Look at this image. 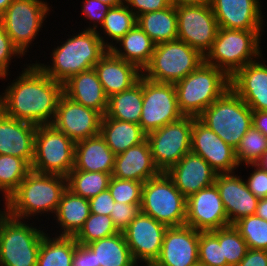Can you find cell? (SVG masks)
<instances>
[{"label":"cell","instance_id":"cell-44","mask_svg":"<svg viewBox=\"0 0 267 266\" xmlns=\"http://www.w3.org/2000/svg\"><path fill=\"white\" fill-rule=\"evenodd\" d=\"M142 182L111 177L108 190L115 202L141 204Z\"/></svg>","mask_w":267,"mask_h":266},{"label":"cell","instance_id":"cell-32","mask_svg":"<svg viewBox=\"0 0 267 266\" xmlns=\"http://www.w3.org/2000/svg\"><path fill=\"white\" fill-rule=\"evenodd\" d=\"M95 254V266H137L122 232L86 245Z\"/></svg>","mask_w":267,"mask_h":266},{"label":"cell","instance_id":"cell-50","mask_svg":"<svg viewBox=\"0 0 267 266\" xmlns=\"http://www.w3.org/2000/svg\"><path fill=\"white\" fill-rule=\"evenodd\" d=\"M114 203L115 201L108 189L89 199L91 213L99 215L110 216Z\"/></svg>","mask_w":267,"mask_h":266},{"label":"cell","instance_id":"cell-36","mask_svg":"<svg viewBox=\"0 0 267 266\" xmlns=\"http://www.w3.org/2000/svg\"><path fill=\"white\" fill-rule=\"evenodd\" d=\"M137 24V17L125 3L111 7L104 18L100 31H96L103 45L109 50ZM103 31V32H101ZM101 32V34H100ZM104 36H103V35ZM107 36V38H106ZM106 38V39H105ZM111 42H108V40ZM114 42V43H113Z\"/></svg>","mask_w":267,"mask_h":266},{"label":"cell","instance_id":"cell-46","mask_svg":"<svg viewBox=\"0 0 267 266\" xmlns=\"http://www.w3.org/2000/svg\"><path fill=\"white\" fill-rule=\"evenodd\" d=\"M141 204H127L115 202L111 211V219L119 232L124 231L131 221L135 219L141 212Z\"/></svg>","mask_w":267,"mask_h":266},{"label":"cell","instance_id":"cell-11","mask_svg":"<svg viewBox=\"0 0 267 266\" xmlns=\"http://www.w3.org/2000/svg\"><path fill=\"white\" fill-rule=\"evenodd\" d=\"M50 8L44 0H14L0 15V24L23 55L42 30Z\"/></svg>","mask_w":267,"mask_h":266},{"label":"cell","instance_id":"cell-31","mask_svg":"<svg viewBox=\"0 0 267 266\" xmlns=\"http://www.w3.org/2000/svg\"><path fill=\"white\" fill-rule=\"evenodd\" d=\"M100 135L115 155L147 139V134L140 124L108 118L106 115L101 121Z\"/></svg>","mask_w":267,"mask_h":266},{"label":"cell","instance_id":"cell-27","mask_svg":"<svg viewBox=\"0 0 267 266\" xmlns=\"http://www.w3.org/2000/svg\"><path fill=\"white\" fill-rule=\"evenodd\" d=\"M63 94L71 100L92 108L103 116L108 108V96L94 68L75 74L63 83Z\"/></svg>","mask_w":267,"mask_h":266},{"label":"cell","instance_id":"cell-18","mask_svg":"<svg viewBox=\"0 0 267 266\" xmlns=\"http://www.w3.org/2000/svg\"><path fill=\"white\" fill-rule=\"evenodd\" d=\"M185 225L199 231H212L229 225L215 184L203 188L187 198Z\"/></svg>","mask_w":267,"mask_h":266},{"label":"cell","instance_id":"cell-13","mask_svg":"<svg viewBox=\"0 0 267 266\" xmlns=\"http://www.w3.org/2000/svg\"><path fill=\"white\" fill-rule=\"evenodd\" d=\"M184 117L178 107L174 84L155 82L143 77V104L139 121L148 134Z\"/></svg>","mask_w":267,"mask_h":266},{"label":"cell","instance_id":"cell-20","mask_svg":"<svg viewBox=\"0 0 267 266\" xmlns=\"http://www.w3.org/2000/svg\"><path fill=\"white\" fill-rule=\"evenodd\" d=\"M242 176L235 172L217 174L215 185L219 191L229 225L255 214L259 198L249 189Z\"/></svg>","mask_w":267,"mask_h":266},{"label":"cell","instance_id":"cell-38","mask_svg":"<svg viewBox=\"0 0 267 266\" xmlns=\"http://www.w3.org/2000/svg\"><path fill=\"white\" fill-rule=\"evenodd\" d=\"M31 171V166L22 158L0 154V193L6 201Z\"/></svg>","mask_w":267,"mask_h":266},{"label":"cell","instance_id":"cell-35","mask_svg":"<svg viewBox=\"0 0 267 266\" xmlns=\"http://www.w3.org/2000/svg\"><path fill=\"white\" fill-rule=\"evenodd\" d=\"M50 236L44 234L36 266H72L77 242L74 236Z\"/></svg>","mask_w":267,"mask_h":266},{"label":"cell","instance_id":"cell-26","mask_svg":"<svg viewBox=\"0 0 267 266\" xmlns=\"http://www.w3.org/2000/svg\"><path fill=\"white\" fill-rule=\"evenodd\" d=\"M161 172L154 163L148 140L115 157L112 177L145 183Z\"/></svg>","mask_w":267,"mask_h":266},{"label":"cell","instance_id":"cell-45","mask_svg":"<svg viewBox=\"0 0 267 266\" xmlns=\"http://www.w3.org/2000/svg\"><path fill=\"white\" fill-rule=\"evenodd\" d=\"M19 55V56H18ZM14 56V57H13ZM24 55L19 49L12 43V40L7 35L4 27L0 24V79L4 80L10 72L9 65H11L12 58H22Z\"/></svg>","mask_w":267,"mask_h":266},{"label":"cell","instance_id":"cell-15","mask_svg":"<svg viewBox=\"0 0 267 266\" xmlns=\"http://www.w3.org/2000/svg\"><path fill=\"white\" fill-rule=\"evenodd\" d=\"M103 115L64 94L59 98L52 125L74 142L100 134Z\"/></svg>","mask_w":267,"mask_h":266},{"label":"cell","instance_id":"cell-37","mask_svg":"<svg viewBox=\"0 0 267 266\" xmlns=\"http://www.w3.org/2000/svg\"><path fill=\"white\" fill-rule=\"evenodd\" d=\"M112 175L104 172L70 171L67 178V189L77 196L91 199L108 189Z\"/></svg>","mask_w":267,"mask_h":266},{"label":"cell","instance_id":"cell-17","mask_svg":"<svg viewBox=\"0 0 267 266\" xmlns=\"http://www.w3.org/2000/svg\"><path fill=\"white\" fill-rule=\"evenodd\" d=\"M191 152L201 156L218 174L236 172L234 170L239 167L235 149L194 117L191 131Z\"/></svg>","mask_w":267,"mask_h":266},{"label":"cell","instance_id":"cell-19","mask_svg":"<svg viewBox=\"0 0 267 266\" xmlns=\"http://www.w3.org/2000/svg\"><path fill=\"white\" fill-rule=\"evenodd\" d=\"M200 231L188 225L168 227L161 253L155 261L159 266H192L199 262Z\"/></svg>","mask_w":267,"mask_h":266},{"label":"cell","instance_id":"cell-48","mask_svg":"<svg viewBox=\"0 0 267 266\" xmlns=\"http://www.w3.org/2000/svg\"><path fill=\"white\" fill-rule=\"evenodd\" d=\"M251 168H254L252 173L249 174L248 179L245 180L248 189L257 198L267 197V170L258 164H247Z\"/></svg>","mask_w":267,"mask_h":266},{"label":"cell","instance_id":"cell-10","mask_svg":"<svg viewBox=\"0 0 267 266\" xmlns=\"http://www.w3.org/2000/svg\"><path fill=\"white\" fill-rule=\"evenodd\" d=\"M75 142L52 124L39 125L31 170L67 177L74 168Z\"/></svg>","mask_w":267,"mask_h":266},{"label":"cell","instance_id":"cell-52","mask_svg":"<svg viewBox=\"0 0 267 266\" xmlns=\"http://www.w3.org/2000/svg\"><path fill=\"white\" fill-rule=\"evenodd\" d=\"M237 266H267V250L248 248Z\"/></svg>","mask_w":267,"mask_h":266},{"label":"cell","instance_id":"cell-29","mask_svg":"<svg viewBox=\"0 0 267 266\" xmlns=\"http://www.w3.org/2000/svg\"><path fill=\"white\" fill-rule=\"evenodd\" d=\"M154 48L155 43L138 24H136L109 50L115 56L135 64L143 71L151 61Z\"/></svg>","mask_w":267,"mask_h":266},{"label":"cell","instance_id":"cell-55","mask_svg":"<svg viewBox=\"0 0 267 266\" xmlns=\"http://www.w3.org/2000/svg\"><path fill=\"white\" fill-rule=\"evenodd\" d=\"M171 5L175 7L184 5H204L210 4L211 0H170Z\"/></svg>","mask_w":267,"mask_h":266},{"label":"cell","instance_id":"cell-56","mask_svg":"<svg viewBox=\"0 0 267 266\" xmlns=\"http://www.w3.org/2000/svg\"><path fill=\"white\" fill-rule=\"evenodd\" d=\"M100 1L111 7L118 6L124 3V0H100Z\"/></svg>","mask_w":267,"mask_h":266},{"label":"cell","instance_id":"cell-5","mask_svg":"<svg viewBox=\"0 0 267 266\" xmlns=\"http://www.w3.org/2000/svg\"><path fill=\"white\" fill-rule=\"evenodd\" d=\"M174 86L181 113L198 118L230 88V78L217 67L203 62Z\"/></svg>","mask_w":267,"mask_h":266},{"label":"cell","instance_id":"cell-51","mask_svg":"<svg viewBox=\"0 0 267 266\" xmlns=\"http://www.w3.org/2000/svg\"><path fill=\"white\" fill-rule=\"evenodd\" d=\"M72 266H95V254L86 245L77 243L72 258Z\"/></svg>","mask_w":267,"mask_h":266},{"label":"cell","instance_id":"cell-6","mask_svg":"<svg viewBox=\"0 0 267 266\" xmlns=\"http://www.w3.org/2000/svg\"><path fill=\"white\" fill-rule=\"evenodd\" d=\"M36 227L0 208V266H36L41 241L47 232Z\"/></svg>","mask_w":267,"mask_h":266},{"label":"cell","instance_id":"cell-53","mask_svg":"<svg viewBox=\"0 0 267 266\" xmlns=\"http://www.w3.org/2000/svg\"><path fill=\"white\" fill-rule=\"evenodd\" d=\"M252 125L267 136V111H252Z\"/></svg>","mask_w":267,"mask_h":266},{"label":"cell","instance_id":"cell-7","mask_svg":"<svg viewBox=\"0 0 267 266\" xmlns=\"http://www.w3.org/2000/svg\"><path fill=\"white\" fill-rule=\"evenodd\" d=\"M198 119L236 150L252 125V110L229 88Z\"/></svg>","mask_w":267,"mask_h":266},{"label":"cell","instance_id":"cell-59","mask_svg":"<svg viewBox=\"0 0 267 266\" xmlns=\"http://www.w3.org/2000/svg\"><path fill=\"white\" fill-rule=\"evenodd\" d=\"M144 266H159L156 262H145ZM138 266V265H137Z\"/></svg>","mask_w":267,"mask_h":266},{"label":"cell","instance_id":"cell-42","mask_svg":"<svg viewBox=\"0 0 267 266\" xmlns=\"http://www.w3.org/2000/svg\"><path fill=\"white\" fill-rule=\"evenodd\" d=\"M219 244L227 266H237L248 250L245 240L233 225L219 229Z\"/></svg>","mask_w":267,"mask_h":266},{"label":"cell","instance_id":"cell-30","mask_svg":"<svg viewBox=\"0 0 267 266\" xmlns=\"http://www.w3.org/2000/svg\"><path fill=\"white\" fill-rule=\"evenodd\" d=\"M89 200L73 194L69 189L63 193L55 213L61 231L58 236H75L90 216Z\"/></svg>","mask_w":267,"mask_h":266},{"label":"cell","instance_id":"cell-16","mask_svg":"<svg viewBox=\"0 0 267 266\" xmlns=\"http://www.w3.org/2000/svg\"><path fill=\"white\" fill-rule=\"evenodd\" d=\"M168 226L142 212L122 231L136 263L155 262ZM140 261V262H139Z\"/></svg>","mask_w":267,"mask_h":266},{"label":"cell","instance_id":"cell-1","mask_svg":"<svg viewBox=\"0 0 267 266\" xmlns=\"http://www.w3.org/2000/svg\"><path fill=\"white\" fill-rule=\"evenodd\" d=\"M25 66L0 95V110L36 126L52 124L63 84L46 75L36 63Z\"/></svg>","mask_w":267,"mask_h":266},{"label":"cell","instance_id":"cell-58","mask_svg":"<svg viewBox=\"0 0 267 266\" xmlns=\"http://www.w3.org/2000/svg\"><path fill=\"white\" fill-rule=\"evenodd\" d=\"M259 164L267 170V151L259 162Z\"/></svg>","mask_w":267,"mask_h":266},{"label":"cell","instance_id":"cell-21","mask_svg":"<svg viewBox=\"0 0 267 266\" xmlns=\"http://www.w3.org/2000/svg\"><path fill=\"white\" fill-rule=\"evenodd\" d=\"M262 57L245 65L230 78V88L252 111H267V65Z\"/></svg>","mask_w":267,"mask_h":266},{"label":"cell","instance_id":"cell-4","mask_svg":"<svg viewBox=\"0 0 267 266\" xmlns=\"http://www.w3.org/2000/svg\"><path fill=\"white\" fill-rule=\"evenodd\" d=\"M264 30H238L218 28L211 49L204 62L222 70L231 78L245 65L261 57V32Z\"/></svg>","mask_w":267,"mask_h":266},{"label":"cell","instance_id":"cell-2","mask_svg":"<svg viewBox=\"0 0 267 266\" xmlns=\"http://www.w3.org/2000/svg\"><path fill=\"white\" fill-rule=\"evenodd\" d=\"M67 189V178L60 175L43 174L31 170L19 187L3 202V210L11 217L31 220V217L55 215L63 193Z\"/></svg>","mask_w":267,"mask_h":266},{"label":"cell","instance_id":"cell-9","mask_svg":"<svg viewBox=\"0 0 267 266\" xmlns=\"http://www.w3.org/2000/svg\"><path fill=\"white\" fill-rule=\"evenodd\" d=\"M186 206L187 198L175 187L166 172L143 184L141 212L168 227L185 225Z\"/></svg>","mask_w":267,"mask_h":266},{"label":"cell","instance_id":"cell-41","mask_svg":"<svg viewBox=\"0 0 267 266\" xmlns=\"http://www.w3.org/2000/svg\"><path fill=\"white\" fill-rule=\"evenodd\" d=\"M247 247L250 249L267 250V221L257 215L243 217L233 224Z\"/></svg>","mask_w":267,"mask_h":266},{"label":"cell","instance_id":"cell-14","mask_svg":"<svg viewBox=\"0 0 267 266\" xmlns=\"http://www.w3.org/2000/svg\"><path fill=\"white\" fill-rule=\"evenodd\" d=\"M177 39L198 50L203 56L211 49L218 23L210 4L176 7Z\"/></svg>","mask_w":267,"mask_h":266},{"label":"cell","instance_id":"cell-12","mask_svg":"<svg viewBox=\"0 0 267 266\" xmlns=\"http://www.w3.org/2000/svg\"><path fill=\"white\" fill-rule=\"evenodd\" d=\"M192 126L193 117L184 116L147 134L154 163L160 172H167L191 152Z\"/></svg>","mask_w":267,"mask_h":266},{"label":"cell","instance_id":"cell-57","mask_svg":"<svg viewBox=\"0 0 267 266\" xmlns=\"http://www.w3.org/2000/svg\"><path fill=\"white\" fill-rule=\"evenodd\" d=\"M14 0H0V15L7 9V7L13 2Z\"/></svg>","mask_w":267,"mask_h":266},{"label":"cell","instance_id":"cell-28","mask_svg":"<svg viewBox=\"0 0 267 266\" xmlns=\"http://www.w3.org/2000/svg\"><path fill=\"white\" fill-rule=\"evenodd\" d=\"M116 155L99 134L75 142L74 169L112 175Z\"/></svg>","mask_w":267,"mask_h":266},{"label":"cell","instance_id":"cell-49","mask_svg":"<svg viewBox=\"0 0 267 266\" xmlns=\"http://www.w3.org/2000/svg\"><path fill=\"white\" fill-rule=\"evenodd\" d=\"M124 3L133 11L136 17L171 6L170 0H124Z\"/></svg>","mask_w":267,"mask_h":266},{"label":"cell","instance_id":"cell-24","mask_svg":"<svg viewBox=\"0 0 267 266\" xmlns=\"http://www.w3.org/2000/svg\"><path fill=\"white\" fill-rule=\"evenodd\" d=\"M36 131V125L10 118L0 110V154L20 157L31 166Z\"/></svg>","mask_w":267,"mask_h":266},{"label":"cell","instance_id":"cell-39","mask_svg":"<svg viewBox=\"0 0 267 266\" xmlns=\"http://www.w3.org/2000/svg\"><path fill=\"white\" fill-rule=\"evenodd\" d=\"M266 151L267 136L251 125L235 150L236 160L239 166L242 163L258 164Z\"/></svg>","mask_w":267,"mask_h":266},{"label":"cell","instance_id":"cell-60","mask_svg":"<svg viewBox=\"0 0 267 266\" xmlns=\"http://www.w3.org/2000/svg\"><path fill=\"white\" fill-rule=\"evenodd\" d=\"M192 266H205V265L201 264L200 262H197L196 264H194Z\"/></svg>","mask_w":267,"mask_h":266},{"label":"cell","instance_id":"cell-25","mask_svg":"<svg viewBox=\"0 0 267 266\" xmlns=\"http://www.w3.org/2000/svg\"><path fill=\"white\" fill-rule=\"evenodd\" d=\"M108 98L130 89L139 81L142 71L108 50L93 67Z\"/></svg>","mask_w":267,"mask_h":266},{"label":"cell","instance_id":"cell-3","mask_svg":"<svg viewBox=\"0 0 267 266\" xmlns=\"http://www.w3.org/2000/svg\"><path fill=\"white\" fill-rule=\"evenodd\" d=\"M82 29L52 50L51 65L35 62L53 80L63 84L75 74L92 69L108 51L96 31Z\"/></svg>","mask_w":267,"mask_h":266},{"label":"cell","instance_id":"cell-40","mask_svg":"<svg viewBox=\"0 0 267 266\" xmlns=\"http://www.w3.org/2000/svg\"><path fill=\"white\" fill-rule=\"evenodd\" d=\"M119 233L108 215L90 213L83 227L74 236L77 243L87 245L93 241L107 238Z\"/></svg>","mask_w":267,"mask_h":266},{"label":"cell","instance_id":"cell-43","mask_svg":"<svg viewBox=\"0 0 267 266\" xmlns=\"http://www.w3.org/2000/svg\"><path fill=\"white\" fill-rule=\"evenodd\" d=\"M198 258L205 266H227L226 259H223L222 245L219 244V229L200 231Z\"/></svg>","mask_w":267,"mask_h":266},{"label":"cell","instance_id":"cell-47","mask_svg":"<svg viewBox=\"0 0 267 266\" xmlns=\"http://www.w3.org/2000/svg\"><path fill=\"white\" fill-rule=\"evenodd\" d=\"M82 4V14L89 20V27L86 26L85 29L97 31L98 27H101L103 24L104 18L111 6L102 3L100 0H83Z\"/></svg>","mask_w":267,"mask_h":266},{"label":"cell","instance_id":"cell-33","mask_svg":"<svg viewBox=\"0 0 267 266\" xmlns=\"http://www.w3.org/2000/svg\"><path fill=\"white\" fill-rule=\"evenodd\" d=\"M143 104V76L130 89L108 98L106 116L139 124Z\"/></svg>","mask_w":267,"mask_h":266},{"label":"cell","instance_id":"cell-23","mask_svg":"<svg viewBox=\"0 0 267 266\" xmlns=\"http://www.w3.org/2000/svg\"><path fill=\"white\" fill-rule=\"evenodd\" d=\"M166 174L175 187L188 198L191 194L215 183L217 172L201 156L185 154Z\"/></svg>","mask_w":267,"mask_h":266},{"label":"cell","instance_id":"cell-22","mask_svg":"<svg viewBox=\"0 0 267 266\" xmlns=\"http://www.w3.org/2000/svg\"><path fill=\"white\" fill-rule=\"evenodd\" d=\"M260 0H211L218 27L238 30H263Z\"/></svg>","mask_w":267,"mask_h":266},{"label":"cell","instance_id":"cell-54","mask_svg":"<svg viewBox=\"0 0 267 266\" xmlns=\"http://www.w3.org/2000/svg\"><path fill=\"white\" fill-rule=\"evenodd\" d=\"M255 215L267 221V197L259 198L258 205L255 211Z\"/></svg>","mask_w":267,"mask_h":266},{"label":"cell","instance_id":"cell-34","mask_svg":"<svg viewBox=\"0 0 267 266\" xmlns=\"http://www.w3.org/2000/svg\"><path fill=\"white\" fill-rule=\"evenodd\" d=\"M137 24L155 44L177 40V13L173 5L139 15Z\"/></svg>","mask_w":267,"mask_h":266},{"label":"cell","instance_id":"cell-8","mask_svg":"<svg viewBox=\"0 0 267 266\" xmlns=\"http://www.w3.org/2000/svg\"><path fill=\"white\" fill-rule=\"evenodd\" d=\"M204 56L187 43L174 40L155 44L150 63L142 76L155 82L175 84L196 70Z\"/></svg>","mask_w":267,"mask_h":266}]
</instances>
